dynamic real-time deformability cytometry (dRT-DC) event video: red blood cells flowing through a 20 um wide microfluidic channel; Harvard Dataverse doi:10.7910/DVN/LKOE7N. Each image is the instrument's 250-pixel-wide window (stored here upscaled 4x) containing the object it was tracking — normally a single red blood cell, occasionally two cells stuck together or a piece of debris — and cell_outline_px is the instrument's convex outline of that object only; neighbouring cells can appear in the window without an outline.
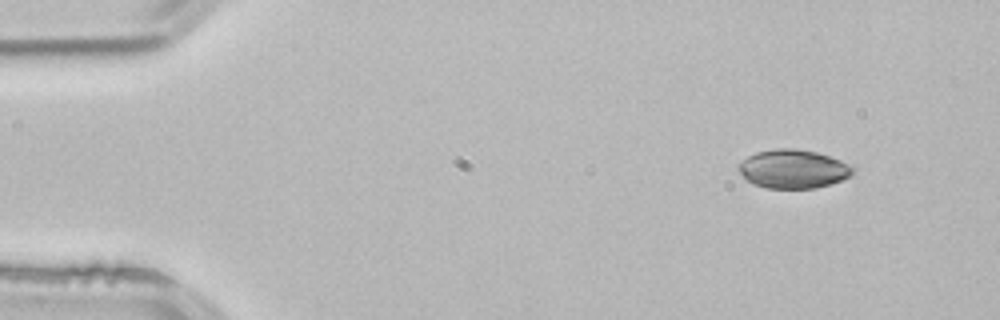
{"species": "common noctule bat (a hibernating species)", "species_latin": "Nyctalus noctula", "temperature_condition": "room temperature", "stored_images_in_passage": 2, "camera_frame_rate_fps": 3000, "um_per_image_px": 0.085, "animal": {"sex": "male", "body_mass_g": 21.5, "forearm_length_mm": 52.0}, "frame": {"image": 1, "passage_image": 1, "time_ms": 0.0, "image_size_px": [1000, 320], "cell_outline_px": [[856, 168], [852, 176], [816, 188], [768, 188], [752, 184], [736, 168], [736, 164], [748, 156], [756, 152], [776, 148], [796, 148], [816, 152], [840, 160]], "centroid_in_image_um": [67.4, 14.35], "position_along_channel_um": 17.6, "area_um2": 25.84}}